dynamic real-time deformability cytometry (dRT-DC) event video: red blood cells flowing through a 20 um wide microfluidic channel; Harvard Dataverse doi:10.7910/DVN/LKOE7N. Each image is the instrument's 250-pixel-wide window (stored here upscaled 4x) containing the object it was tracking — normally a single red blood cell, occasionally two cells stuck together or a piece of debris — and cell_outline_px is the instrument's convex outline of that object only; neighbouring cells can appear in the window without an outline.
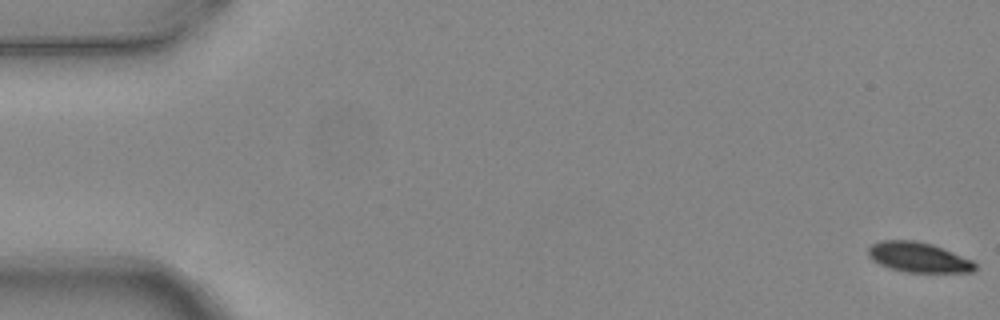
{"species": "common noctule bat (a hibernating species)", "species_latin": "Nyctalus noctula", "temperature_condition": "warm", "stored_images_in_passage": 5, "camera_frame_rate_fps": 3000, "um_per_image_px": 0.085, "animal": {"sex": "female", "body_mass_g": 24.6, "forearm_length_mm": 56.2}, "frame": {"image": 1, "passage_image": 1, "time_ms": 0.0, "image_size_px": [1000, 320], "cell_outline_px": [[976, 268], [972, 272], [908, 272], [888, 268], [872, 260], [868, 256], [868, 248], [872, 244], [880, 240], [916, 240], [932, 244], [972, 260], [976, 264]], "centroid_in_image_um": [78.04, 21.86], "position_along_channel_um": 7.0, "area_um2": 18.67}}